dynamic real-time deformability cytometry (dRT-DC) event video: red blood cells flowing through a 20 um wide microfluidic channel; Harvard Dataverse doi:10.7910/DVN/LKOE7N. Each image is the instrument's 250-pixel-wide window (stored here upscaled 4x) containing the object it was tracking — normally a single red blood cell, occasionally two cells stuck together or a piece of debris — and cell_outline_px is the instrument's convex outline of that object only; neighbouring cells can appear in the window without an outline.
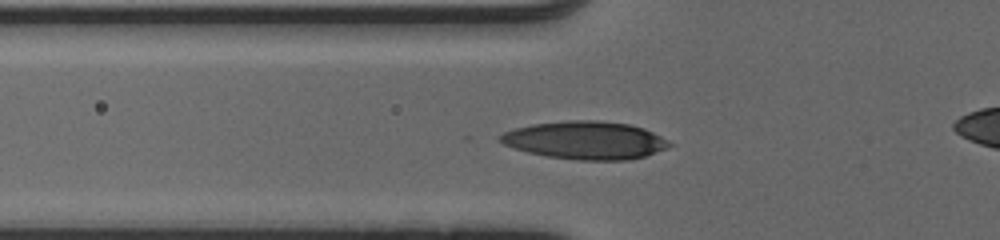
{"species": "human", "species_latin": "Homo sapiens", "temperature_condition": "cold", "stored_images_in_passage": 42, "camera_frame_rate_fps": 3000, "um_per_image_px": 0.085, "donor": {"sex": "male"}, "frame": {"image": 1, "passage_image": 14, "time_ms": 4.333, "image_size_px": [1000, 240], "cell_outline_px": [[672, 144], [668, 148], [644, 156], [628, 160], [580, 160], [548, 156], [528, 152], [504, 144], [500, 140], [500, 136], [504, 132], [516, 128], [532, 124], [568, 120], [596, 120], [628, 124], [644, 128], [668, 140]], "centroid_in_image_um": [49.79, 11.92], "position_along_channel_um": 76.0, "area_um2": 37.05}}
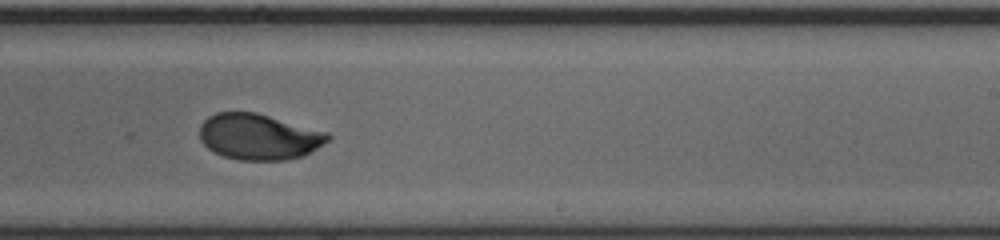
{"frame": {"image": 2, "passage_image": 28, "time_ms": 9.0, "image_size_px": [1000, 240], "cell_outline_px": [[332, 136], [328, 140], [304, 156], [288, 160], [240, 160], [224, 156], [208, 148], [200, 140], [200, 124], [208, 116], [216, 112], [256, 112], [328, 132]], "centroid_in_image_um": [22.0, 11.62], "position_along_channel_um": 267.0, "area_um2": 34.33}}
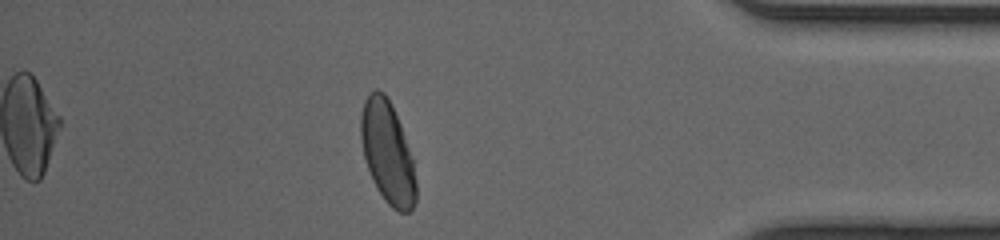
{"frame": {"image": 3, "passage_image": 40, "time_ms": 13.0, "image_size_px": [1000, 240], "cell_outline_px": [[416, 200], [412, 208], [408, 212], [400, 212], [392, 208], [384, 200], [376, 188], [372, 180], [364, 156], [360, 140], [360, 116], [364, 100], [376, 88], [384, 92], [400, 124], [412, 156], [416, 180]], "centroid_in_image_um": [32.93, 12.99], "position_along_channel_um": 402.3, "area_um2": 32.71}, "authors_computed_cell_mechanics": {"area_um2": 34.3332, "velocity_mm_per_s": 4.1094, "shape_relaxation_time_tau1_ms": 2.8706, "shape_relaxation_time_tau2_ms": 0.9475, "deformation_change_tau1": 0.1633, "deformation_change_tau2": 0.0435}}